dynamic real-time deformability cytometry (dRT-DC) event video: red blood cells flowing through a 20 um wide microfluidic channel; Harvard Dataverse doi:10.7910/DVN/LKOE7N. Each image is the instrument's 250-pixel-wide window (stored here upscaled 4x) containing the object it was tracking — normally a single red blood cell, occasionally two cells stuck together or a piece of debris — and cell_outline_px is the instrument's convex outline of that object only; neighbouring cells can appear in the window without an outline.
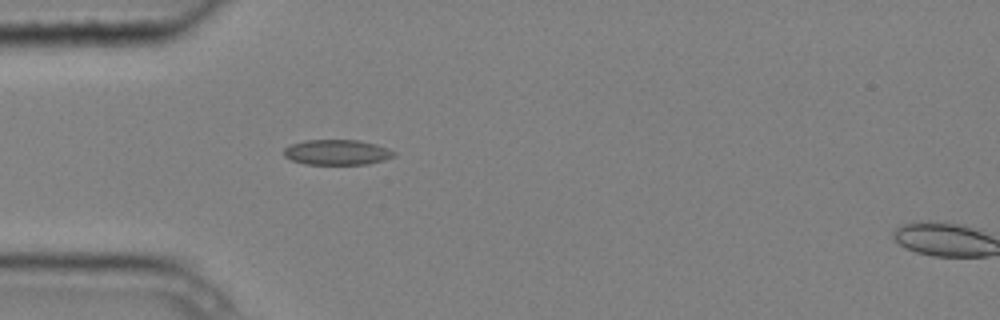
{"species": "common noctule bat (a hibernating species)", "species_latin": "Nyctalus noctula", "temperature_condition": "cold", "stored_images_in_passage": 4, "camera_frame_rate_fps": 3000, "um_per_image_px": 0.085, "animal": {"sex": "male", "body_mass_g": 20.4}, "frame": {"image": 1, "passage_image": 3, "time_ms": 0.667, "image_size_px": [1000, 320], "cell_outline_px": [[396, 156], [384, 160], [368, 164], [304, 164], [292, 160], [284, 156], [284, 148], [292, 144], [304, 140], [356, 140], [376, 144], [388, 148], [396, 152]], "centroid_in_image_um": [28.67, 12.94], "position_along_channel_um": 56.3, "area_um2": 16.24}}